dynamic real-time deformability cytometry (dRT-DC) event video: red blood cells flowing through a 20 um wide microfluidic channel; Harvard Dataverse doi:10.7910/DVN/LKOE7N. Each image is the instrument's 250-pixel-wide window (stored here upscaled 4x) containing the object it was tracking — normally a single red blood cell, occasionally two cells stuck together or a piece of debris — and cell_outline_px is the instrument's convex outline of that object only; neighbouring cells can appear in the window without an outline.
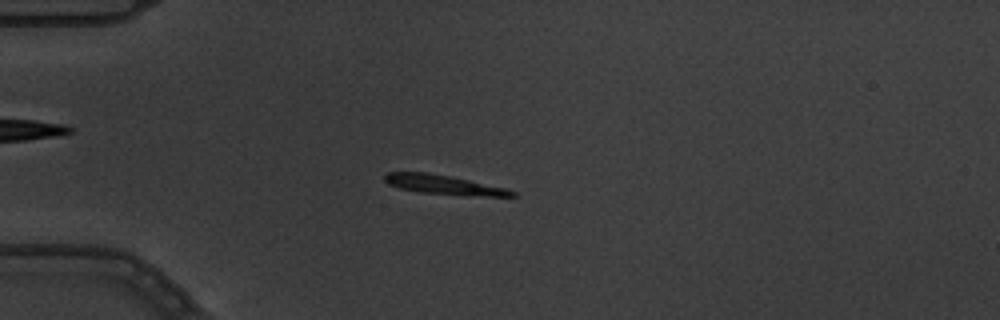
{"species": "common noctule bat (a hibernating species)", "species_latin": "Nyctalus noctula", "temperature_condition": "warm", "stored_images_in_passage": 9, "camera_frame_rate_fps": 3000, "um_per_image_px": 0.085, "animal": {"sex": "male", "body_mass_g": 19.5, "forearm_length_mm": 54.6}, "frame": {"image": 1, "passage_image": 4, "time_ms": 1.0, "image_size_px": [1000, 320], "cell_outline_px": [[516, 196], [468, 196], [420, 192], [400, 188], [388, 184], [384, 180], [384, 176], [388, 172], [428, 172], [452, 176], [508, 188], [516, 192]], "centroid_in_image_um": [37.77, 15.7], "position_along_channel_um": 47.2, "area_um2": 14.57}}
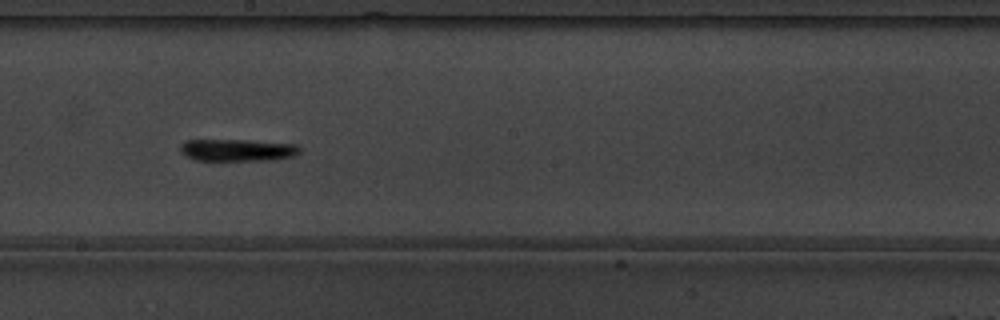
{"frame": {"image": 2, "passage_image": 9, "time_ms": 2.667, "image_size_px": [1000, 320], "cell_outline_px": [[300, 152], [296, 156], [272, 160], [196, 160], [180, 152], [180, 144], [184, 140], [248, 140], [296, 144], [300, 148]], "centroid_in_image_um": [20.2, 12.75], "position_along_channel_um": 228.0, "area_um2": 15.43}}